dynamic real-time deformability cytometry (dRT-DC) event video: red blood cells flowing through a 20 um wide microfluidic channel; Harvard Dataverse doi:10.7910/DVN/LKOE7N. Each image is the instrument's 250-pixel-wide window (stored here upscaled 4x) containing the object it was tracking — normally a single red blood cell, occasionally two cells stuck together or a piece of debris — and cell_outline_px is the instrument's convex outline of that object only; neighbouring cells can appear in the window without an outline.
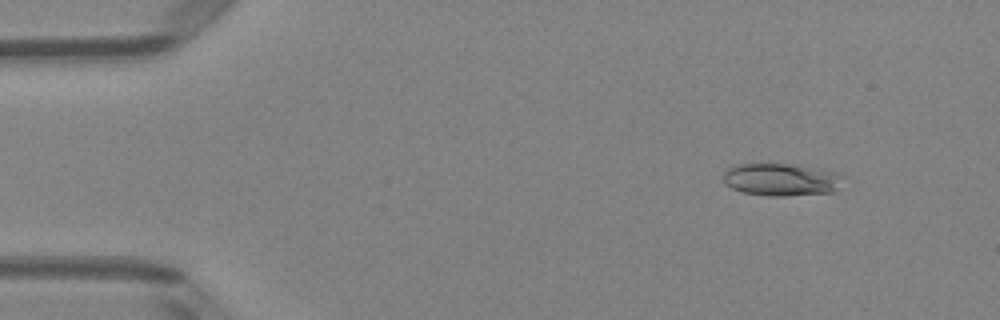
{"species": "Egyptian fruit bat (a non-hibernating species)", "species_latin": "Rousettus aegyptiacus", "temperature_condition": "room temperature", "stored_images_in_passage": 6, "camera_frame_rate_fps": 3000, "um_per_image_px": 0.085, "animal": {"sex": "female"}, "frame": {"image": 1, "passage_image": 6, "time_ms": 1.667, "image_size_px": [1000, 320], "cell_outline_px": [[844, 176], [836, 188], [832, 192], [784, 196], [768, 196], [744, 192], [732, 188], [724, 184], [724, 172], [728, 168], [736, 164], [788, 164], [820, 168], [840, 172]], "centroid_in_image_um": [66.41, 15.25], "position_along_channel_um": 18.6, "area_um2": 22.72}}